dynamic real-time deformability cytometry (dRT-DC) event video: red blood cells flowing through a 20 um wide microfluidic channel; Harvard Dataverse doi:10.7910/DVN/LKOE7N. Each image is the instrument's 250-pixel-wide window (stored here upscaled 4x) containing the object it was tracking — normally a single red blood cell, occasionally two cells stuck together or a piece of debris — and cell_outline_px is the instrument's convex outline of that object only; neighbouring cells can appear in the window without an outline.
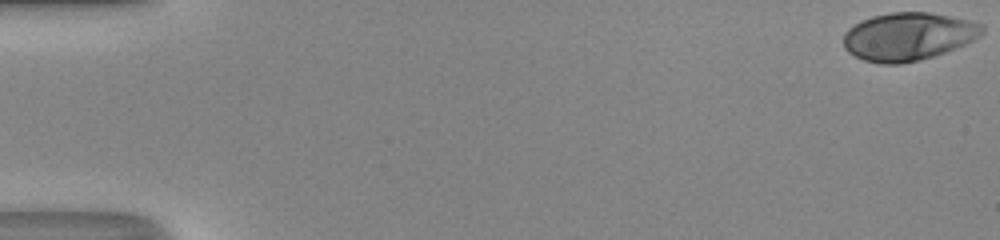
{"species": "human", "species_latin": "Homo sapiens", "temperature_condition": "room temperature", "stored_images_in_passage": 42, "camera_frame_rate_fps": 3000, "um_per_image_px": 0.085, "donor": {"sex": "male"}, "frame": {"image": 1, "passage_image": 1, "time_ms": 0.0, "image_size_px": [1000, 240], "cell_outline_px": [[984, 32], [980, 36], [956, 48], [920, 60], [900, 64], [880, 64], [864, 60], [848, 52], [844, 48], [844, 32], [848, 28], [872, 16], [892, 12], [928, 12], [968, 20], [984, 24]], "centroid_in_image_um": [77.2, 3.1], "position_along_channel_um": 7.8, "area_um2": 38.61}}
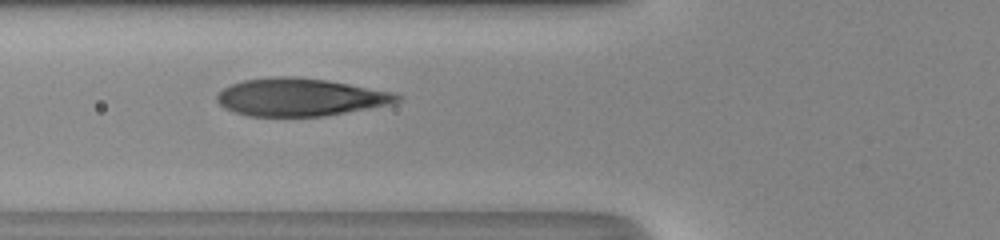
{"frame": {"image": 2, "passage_image": 20, "time_ms": 6.333, "image_size_px": [1000, 240], "cell_outline_px": [[404, 100], [368, 108], [324, 116], [248, 116], [224, 108], [216, 100], [216, 96], [224, 88], [232, 84], [244, 80], [272, 76], [292, 76], [328, 80], [392, 92], [404, 96]], "centroid_in_image_um": [25.51, 8.25], "position_along_channel_um": 100.3, "area_um2": 39.42}}
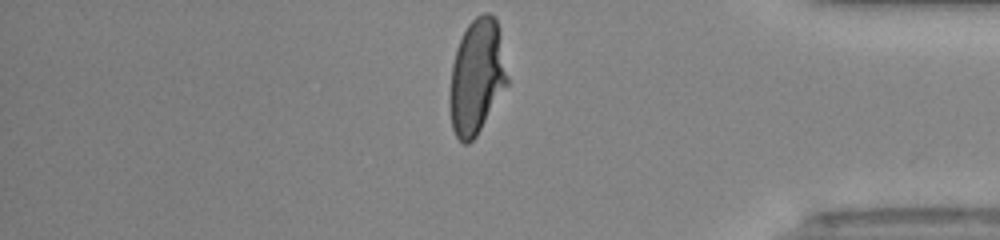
{"frame": {"image": 3, "passage_image": 42, "time_ms": 13.667, "image_size_px": [1000, 240], "cell_outline_px": [[508, 84], [476, 136], [468, 144], [464, 144], [456, 136], [452, 128], [452, 64], [456, 48], [468, 24], [476, 16], [484, 12], [488, 12], [496, 20], [508, 76]], "centroid_in_image_um": [40.55, 6.51], "position_along_channel_um": 394.7, "area_um2": 37.45}, "authors_computed_cell_mechanics": {"area_um2": 39.2173, "velocity_mm_per_s": 4.3522, "shape_relaxation_time_tau1_ms": 5.3324, "shape_relaxation_time_tau2_ms": null, "deformation_change_tau1": 0.2682, "deformation_change_tau2": null}}